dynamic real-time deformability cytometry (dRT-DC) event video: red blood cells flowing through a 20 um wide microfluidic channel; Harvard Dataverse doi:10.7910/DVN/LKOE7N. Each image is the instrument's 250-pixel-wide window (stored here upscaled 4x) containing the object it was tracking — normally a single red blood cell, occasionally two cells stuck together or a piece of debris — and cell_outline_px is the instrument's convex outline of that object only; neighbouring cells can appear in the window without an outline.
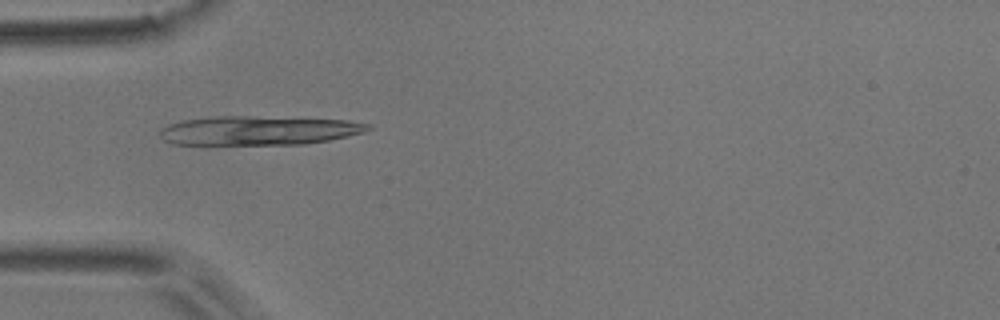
{"species": "common noctule bat (a hibernating species)", "species_latin": "Nyctalus noctula", "temperature_condition": "room temperature", "stored_images_in_passage": 2, "camera_frame_rate_fps": 3000, "um_per_image_px": 0.085, "animal": {"sex": "male", "body_mass_g": 17.9}, "frame": {"image": 1, "passage_image": 1, "time_ms": 0.0, "image_size_px": [1000, 320], "cell_outline_px": [[372, 128], [364, 132], [348, 136], [328, 140], [304, 144], [172, 144], [164, 140], [160, 136], [160, 128], [168, 124], [180, 120], [216, 116], [252, 116], [348, 120], [372, 124]], "centroid_in_image_um": [21.98, 11.08], "position_along_channel_um": 63.0, "area_um2": 35.37}}